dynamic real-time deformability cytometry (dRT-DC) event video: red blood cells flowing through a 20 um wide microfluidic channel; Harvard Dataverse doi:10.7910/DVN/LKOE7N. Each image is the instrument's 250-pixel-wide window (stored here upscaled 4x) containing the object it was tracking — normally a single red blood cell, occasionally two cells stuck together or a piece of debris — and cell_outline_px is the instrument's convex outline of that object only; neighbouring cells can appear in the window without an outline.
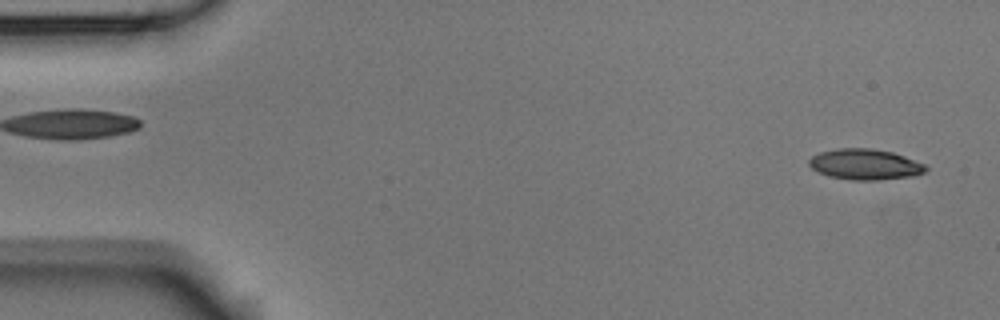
{"species": "Egyptian fruit bat (a non-hibernating species)", "species_latin": "Rousettus aegyptiacus", "temperature_condition": "room temperature", "stored_images_in_passage": 52, "camera_frame_rate_fps": 3000, "um_per_image_px": 0.085, "animal": {"sex": "male"}, "frame": {"image": 1, "passage_image": 2, "time_ms": 0.333, "image_size_px": [1000, 320], "cell_outline_px": [[928, 168], [924, 172], [912, 176], [876, 180], [852, 180], [828, 176], [812, 168], [808, 164], [808, 160], [812, 156], [820, 152], [840, 148], [872, 148], [892, 152], [904, 156], [924, 164]], "centroid_in_image_um": [73.51, 13.97], "position_along_channel_um": 11.5, "area_um2": 20.75}}
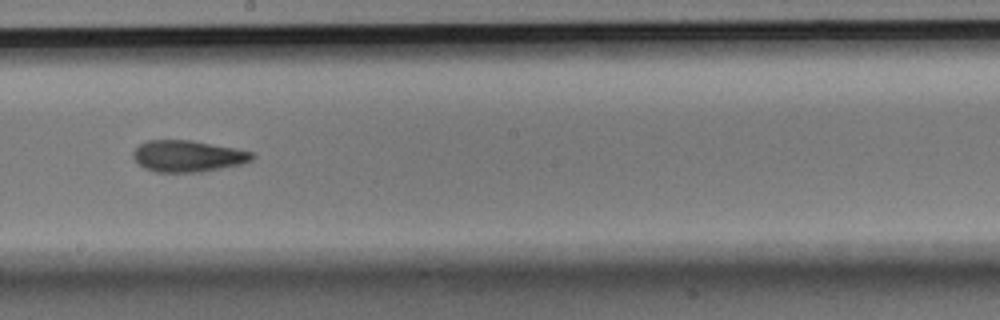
{"frame": {"image": 2, "passage_image": 29, "time_ms": 9.333, "image_size_px": [1000, 320], "cell_outline_px": [[256, 156], [252, 160], [244, 164], [200, 172], [156, 172], [144, 168], [132, 156], [132, 152], [140, 144], [148, 140], [192, 140], [236, 148], [252, 152]], "centroid_in_image_um": [16.0, 13.27], "position_along_channel_um": 232.2, "area_um2": 21.96}}
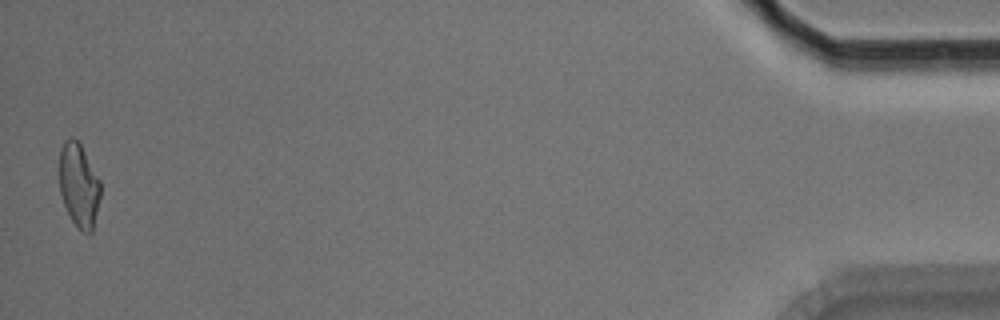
{"frame": {"image": 3, "passage_image": 52, "time_ms": 17.0, "image_size_px": [1000, 320], "cell_outline_px": [[100, 196], [92, 232], [88, 236], [80, 232], [72, 220], [64, 204], [60, 192], [60, 148], [64, 140], [68, 136], [72, 136], [80, 144], [100, 180]], "centroid_in_image_um": [6.7, 15.76], "position_along_channel_um": 428.5, "area_um2": 20.11}, "authors_computed_cell_mechanics": {"area_um2": 21.4149, "velocity_mm_per_s": 3.7668, "shape_relaxation_time_tau1_ms": 5.7271, "shape_relaxation_time_tau2_ms": 3.0681, "deformation_change_tau1": 0.1903, "deformation_change_tau2": 0.1191}}